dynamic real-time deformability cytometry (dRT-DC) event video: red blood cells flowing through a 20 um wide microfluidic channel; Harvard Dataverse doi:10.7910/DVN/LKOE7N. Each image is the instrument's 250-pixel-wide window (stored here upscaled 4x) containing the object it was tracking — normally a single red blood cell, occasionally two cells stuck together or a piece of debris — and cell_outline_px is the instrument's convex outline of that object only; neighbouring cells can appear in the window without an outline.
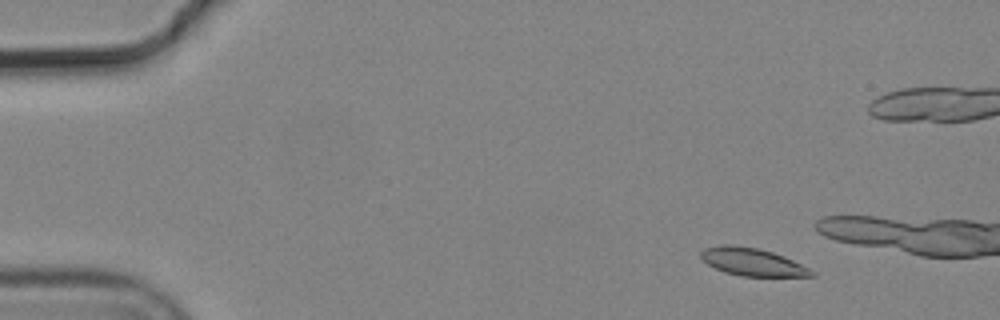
{"species": "common noctule bat (a hibernating species)", "species_latin": "Nyctalus noctula", "temperature_condition": "cold", "stored_images_in_passage": 4, "camera_frame_rate_fps": 3000, "um_per_image_px": 0.085, "animal": {"sex": "male", "body_mass_g": 19.2, "forearm_length_mm": 51.8}, "frame": {"image": 1, "passage_image": 1, "time_ms": 0.0, "image_size_px": [1000, 320], "cell_outline_px": [[816, 276], [740, 276], [724, 272], [700, 260], [700, 252], [704, 248], [720, 244], [732, 244], [756, 248], [772, 252], [784, 256], [816, 272]], "centroid_in_image_um": [63.9, 22.26], "position_along_channel_um": 21.1, "area_um2": 17.92}}